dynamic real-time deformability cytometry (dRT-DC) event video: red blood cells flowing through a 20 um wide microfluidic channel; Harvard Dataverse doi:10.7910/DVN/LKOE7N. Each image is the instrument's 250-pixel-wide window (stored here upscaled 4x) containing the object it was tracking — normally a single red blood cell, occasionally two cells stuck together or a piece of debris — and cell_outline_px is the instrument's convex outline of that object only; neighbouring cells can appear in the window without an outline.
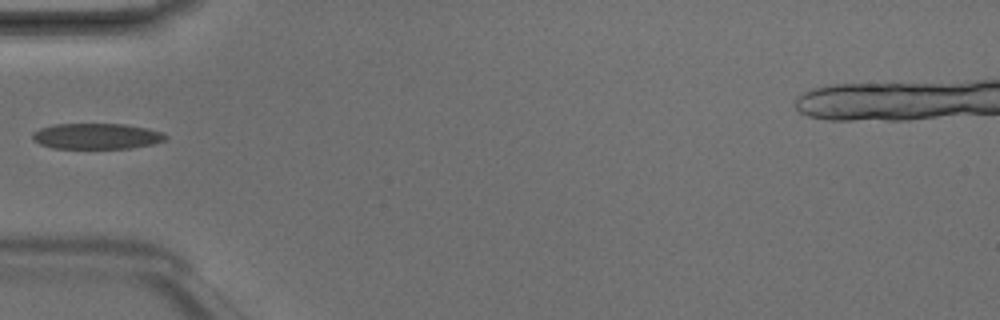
{"species": "Egyptian fruit bat (a non-hibernating species)", "species_latin": "Rousettus aegyptiacus", "temperature_condition": "room temperature", "stored_images_in_passage": 1, "camera_frame_rate_fps": 3000, "um_per_image_px": 0.085, "animal": {"sex": "male"}, "frame": {"image": 1, "passage_image": 1, "time_ms": 0.0, "image_size_px": [1000, 320], "cell_outline_px": [[168, 136], [164, 140], [152, 144], [132, 148], [52, 148], [40, 144], [32, 140], [32, 132], [40, 128], [52, 124], [128, 124], [148, 128], [164, 132]], "centroid_in_image_um": [8.21, 11.57], "position_along_channel_um": 76.8, "area_um2": 20.17}}